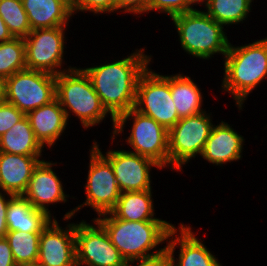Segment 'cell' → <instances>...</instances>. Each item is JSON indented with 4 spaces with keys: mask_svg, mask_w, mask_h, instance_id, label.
<instances>
[{
    "mask_svg": "<svg viewBox=\"0 0 267 266\" xmlns=\"http://www.w3.org/2000/svg\"><path fill=\"white\" fill-rule=\"evenodd\" d=\"M223 59L221 91L231 94L235 106L242 110L250 93L267 79V39L241 46L230 42Z\"/></svg>",
    "mask_w": 267,
    "mask_h": 266,
    "instance_id": "2",
    "label": "cell"
},
{
    "mask_svg": "<svg viewBox=\"0 0 267 266\" xmlns=\"http://www.w3.org/2000/svg\"><path fill=\"white\" fill-rule=\"evenodd\" d=\"M93 146L111 163L116 184L121 193L128 191L150 190L153 187L151 168L161 169L153 160L131 152V150L109 149L101 152L100 144L93 140Z\"/></svg>",
    "mask_w": 267,
    "mask_h": 266,
    "instance_id": "13",
    "label": "cell"
},
{
    "mask_svg": "<svg viewBox=\"0 0 267 266\" xmlns=\"http://www.w3.org/2000/svg\"><path fill=\"white\" fill-rule=\"evenodd\" d=\"M53 220L49 214L37 210L22 195H15L8 204V231L41 233Z\"/></svg>",
    "mask_w": 267,
    "mask_h": 266,
    "instance_id": "21",
    "label": "cell"
},
{
    "mask_svg": "<svg viewBox=\"0 0 267 266\" xmlns=\"http://www.w3.org/2000/svg\"><path fill=\"white\" fill-rule=\"evenodd\" d=\"M150 0H115V12L144 15L149 13Z\"/></svg>",
    "mask_w": 267,
    "mask_h": 266,
    "instance_id": "32",
    "label": "cell"
},
{
    "mask_svg": "<svg viewBox=\"0 0 267 266\" xmlns=\"http://www.w3.org/2000/svg\"><path fill=\"white\" fill-rule=\"evenodd\" d=\"M26 69L24 38L13 39L0 43V77L8 78L18 71Z\"/></svg>",
    "mask_w": 267,
    "mask_h": 266,
    "instance_id": "26",
    "label": "cell"
},
{
    "mask_svg": "<svg viewBox=\"0 0 267 266\" xmlns=\"http://www.w3.org/2000/svg\"><path fill=\"white\" fill-rule=\"evenodd\" d=\"M6 102L27 114L56 98V76L24 69L5 79Z\"/></svg>",
    "mask_w": 267,
    "mask_h": 266,
    "instance_id": "11",
    "label": "cell"
},
{
    "mask_svg": "<svg viewBox=\"0 0 267 266\" xmlns=\"http://www.w3.org/2000/svg\"><path fill=\"white\" fill-rule=\"evenodd\" d=\"M6 102V82L0 77V105Z\"/></svg>",
    "mask_w": 267,
    "mask_h": 266,
    "instance_id": "37",
    "label": "cell"
},
{
    "mask_svg": "<svg viewBox=\"0 0 267 266\" xmlns=\"http://www.w3.org/2000/svg\"><path fill=\"white\" fill-rule=\"evenodd\" d=\"M56 98L64 109L67 121L75 115L84 130L100 125L110 115L81 67L75 66L56 76Z\"/></svg>",
    "mask_w": 267,
    "mask_h": 266,
    "instance_id": "5",
    "label": "cell"
},
{
    "mask_svg": "<svg viewBox=\"0 0 267 266\" xmlns=\"http://www.w3.org/2000/svg\"><path fill=\"white\" fill-rule=\"evenodd\" d=\"M43 266H77L75 223L64 228L56 219L41 232L37 259Z\"/></svg>",
    "mask_w": 267,
    "mask_h": 266,
    "instance_id": "14",
    "label": "cell"
},
{
    "mask_svg": "<svg viewBox=\"0 0 267 266\" xmlns=\"http://www.w3.org/2000/svg\"><path fill=\"white\" fill-rule=\"evenodd\" d=\"M16 266H43V265L38 260H36L33 262L20 263V264H17Z\"/></svg>",
    "mask_w": 267,
    "mask_h": 266,
    "instance_id": "38",
    "label": "cell"
},
{
    "mask_svg": "<svg viewBox=\"0 0 267 266\" xmlns=\"http://www.w3.org/2000/svg\"><path fill=\"white\" fill-rule=\"evenodd\" d=\"M94 219L105 229L111 243L126 261L147 258L165 251L166 246H158L167 242L170 231L175 227L170 221L121 220L112 212Z\"/></svg>",
    "mask_w": 267,
    "mask_h": 266,
    "instance_id": "3",
    "label": "cell"
},
{
    "mask_svg": "<svg viewBox=\"0 0 267 266\" xmlns=\"http://www.w3.org/2000/svg\"><path fill=\"white\" fill-rule=\"evenodd\" d=\"M205 0H193V3L195 4V6L199 5L201 6V4L204 2Z\"/></svg>",
    "mask_w": 267,
    "mask_h": 266,
    "instance_id": "39",
    "label": "cell"
},
{
    "mask_svg": "<svg viewBox=\"0 0 267 266\" xmlns=\"http://www.w3.org/2000/svg\"><path fill=\"white\" fill-rule=\"evenodd\" d=\"M145 52V48H140L120 60L81 68L110 114L113 130L115 119L134 108L138 79L153 62L152 55Z\"/></svg>",
    "mask_w": 267,
    "mask_h": 266,
    "instance_id": "1",
    "label": "cell"
},
{
    "mask_svg": "<svg viewBox=\"0 0 267 266\" xmlns=\"http://www.w3.org/2000/svg\"><path fill=\"white\" fill-rule=\"evenodd\" d=\"M14 36L5 24L4 20L0 17V43L13 39Z\"/></svg>",
    "mask_w": 267,
    "mask_h": 266,
    "instance_id": "36",
    "label": "cell"
},
{
    "mask_svg": "<svg viewBox=\"0 0 267 266\" xmlns=\"http://www.w3.org/2000/svg\"><path fill=\"white\" fill-rule=\"evenodd\" d=\"M44 147L35 138L29 119L25 116L0 137V152L19 155H43Z\"/></svg>",
    "mask_w": 267,
    "mask_h": 266,
    "instance_id": "24",
    "label": "cell"
},
{
    "mask_svg": "<svg viewBox=\"0 0 267 266\" xmlns=\"http://www.w3.org/2000/svg\"><path fill=\"white\" fill-rule=\"evenodd\" d=\"M126 123L132 125L129 136L125 139V143L132 149L131 152L153 160L161 169H167L169 167L168 130L153 118L131 108L115 119L114 130L110 133L112 134L110 144L113 145L118 135L124 132Z\"/></svg>",
    "mask_w": 267,
    "mask_h": 266,
    "instance_id": "6",
    "label": "cell"
},
{
    "mask_svg": "<svg viewBox=\"0 0 267 266\" xmlns=\"http://www.w3.org/2000/svg\"><path fill=\"white\" fill-rule=\"evenodd\" d=\"M0 17L14 37L25 38L31 32L22 0H0Z\"/></svg>",
    "mask_w": 267,
    "mask_h": 266,
    "instance_id": "28",
    "label": "cell"
},
{
    "mask_svg": "<svg viewBox=\"0 0 267 266\" xmlns=\"http://www.w3.org/2000/svg\"><path fill=\"white\" fill-rule=\"evenodd\" d=\"M14 196L11 193L0 191V238L7 235V209L10 200Z\"/></svg>",
    "mask_w": 267,
    "mask_h": 266,
    "instance_id": "34",
    "label": "cell"
},
{
    "mask_svg": "<svg viewBox=\"0 0 267 266\" xmlns=\"http://www.w3.org/2000/svg\"><path fill=\"white\" fill-rule=\"evenodd\" d=\"M134 109L169 131L181 119L171 97V75L156 73L148 66L137 82Z\"/></svg>",
    "mask_w": 267,
    "mask_h": 266,
    "instance_id": "9",
    "label": "cell"
},
{
    "mask_svg": "<svg viewBox=\"0 0 267 266\" xmlns=\"http://www.w3.org/2000/svg\"><path fill=\"white\" fill-rule=\"evenodd\" d=\"M92 219V223L86 220L75 223L77 266H125L126 260L105 229Z\"/></svg>",
    "mask_w": 267,
    "mask_h": 266,
    "instance_id": "12",
    "label": "cell"
},
{
    "mask_svg": "<svg viewBox=\"0 0 267 266\" xmlns=\"http://www.w3.org/2000/svg\"><path fill=\"white\" fill-rule=\"evenodd\" d=\"M228 122L214 125L200 157L213 166L241 160L245 139Z\"/></svg>",
    "mask_w": 267,
    "mask_h": 266,
    "instance_id": "17",
    "label": "cell"
},
{
    "mask_svg": "<svg viewBox=\"0 0 267 266\" xmlns=\"http://www.w3.org/2000/svg\"><path fill=\"white\" fill-rule=\"evenodd\" d=\"M29 119L35 138L46 148H52L69 125L64 109L57 98L50 103L29 111Z\"/></svg>",
    "mask_w": 267,
    "mask_h": 266,
    "instance_id": "19",
    "label": "cell"
},
{
    "mask_svg": "<svg viewBox=\"0 0 267 266\" xmlns=\"http://www.w3.org/2000/svg\"><path fill=\"white\" fill-rule=\"evenodd\" d=\"M31 31L69 26L73 12L71 0H22Z\"/></svg>",
    "mask_w": 267,
    "mask_h": 266,
    "instance_id": "20",
    "label": "cell"
},
{
    "mask_svg": "<svg viewBox=\"0 0 267 266\" xmlns=\"http://www.w3.org/2000/svg\"><path fill=\"white\" fill-rule=\"evenodd\" d=\"M41 233L8 231L6 239L16 264L33 262L38 259Z\"/></svg>",
    "mask_w": 267,
    "mask_h": 266,
    "instance_id": "27",
    "label": "cell"
},
{
    "mask_svg": "<svg viewBox=\"0 0 267 266\" xmlns=\"http://www.w3.org/2000/svg\"><path fill=\"white\" fill-rule=\"evenodd\" d=\"M252 2L254 0H205L201 6L205 5L204 11L215 21L229 27L248 19Z\"/></svg>",
    "mask_w": 267,
    "mask_h": 266,
    "instance_id": "25",
    "label": "cell"
},
{
    "mask_svg": "<svg viewBox=\"0 0 267 266\" xmlns=\"http://www.w3.org/2000/svg\"><path fill=\"white\" fill-rule=\"evenodd\" d=\"M202 113L181 118L168 131L169 169L183 171V166L201 156L210 136L213 124L212 113Z\"/></svg>",
    "mask_w": 267,
    "mask_h": 266,
    "instance_id": "8",
    "label": "cell"
},
{
    "mask_svg": "<svg viewBox=\"0 0 267 266\" xmlns=\"http://www.w3.org/2000/svg\"><path fill=\"white\" fill-rule=\"evenodd\" d=\"M125 266H172V262L169 253L165 250L157 255L147 258L126 261Z\"/></svg>",
    "mask_w": 267,
    "mask_h": 266,
    "instance_id": "33",
    "label": "cell"
},
{
    "mask_svg": "<svg viewBox=\"0 0 267 266\" xmlns=\"http://www.w3.org/2000/svg\"><path fill=\"white\" fill-rule=\"evenodd\" d=\"M171 97L180 118L196 115L203 109V94L191 77L182 73L171 75Z\"/></svg>",
    "mask_w": 267,
    "mask_h": 266,
    "instance_id": "23",
    "label": "cell"
},
{
    "mask_svg": "<svg viewBox=\"0 0 267 266\" xmlns=\"http://www.w3.org/2000/svg\"><path fill=\"white\" fill-rule=\"evenodd\" d=\"M12 250L5 237L0 238V266H16Z\"/></svg>",
    "mask_w": 267,
    "mask_h": 266,
    "instance_id": "35",
    "label": "cell"
},
{
    "mask_svg": "<svg viewBox=\"0 0 267 266\" xmlns=\"http://www.w3.org/2000/svg\"><path fill=\"white\" fill-rule=\"evenodd\" d=\"M193 5L195 6L193 0H150L149 13H165L171 19L173 16L197 9Z\"/></svg>",
    "mask_w": 267,
    "mask_h": 266,
    "instance_id": "29",
    "label": "cell"
},
{
    "mask_svg": "<svg viewBox=\"0 0 267 266\" xmlns=\"http://www.w3.org/2000/svg\"><path fill=\"white\" fill-rule=\"evenodd\" d=\"M152 193V189L123 192L111 212L126 221H166L156 217Z\"/></svg>",
    "mask_w": 267,
    "mask_h": 266,
    "instance_id": "22",
    "label": "cell"
},
{
    "mask_svg": "<svg viewBox=\"0 0 267 266\" xmlns=\"http://www.w3.org/2000/svg\"><path fill=\"white\" fill-rule=\"evenodd\" d=\"M89 149V170L84 191L86 198L83 204L65 213L63 220L69 222L84 207H90L96 214L102 215L111 212L121 195L116 184L111 163L92 145Z\"/></svg>",
    "mask_w": 267,
    "mask_h": 266,
    "instance_id": "7",
    "label": "cell"
},
{
    "mask_svg": "<svg viewBox=\"0 0 267 266\" xmlns=\"http://www.w3.org/2000/svg\"><path fill=\"white\" fill-rule=\"evenodd\" d=\"M57 162L42 160L34 169L23 197L26 198L35 209L41 210L56 219L48 209L49 206L58 203L65 204L70 197L64 191L63 182L53 169ZM54 170V171H53Z\"/></svg>",
    "mask_w": 267,
    "mask_h": 266,
    "instance_id": "16",
    "label": "cell"
},
{
    "mask_svg": "<svg viewBox=\"0 0 267 266\" xmlns=\"http://www.w3.org/2000/svg\"><path fill=\"white\" fill-rule=\"evenodd\" d=\"M26 114L14 105L5 102L0 105V137L11 127L22 120Z\"/></svg>",
    "mask_w": 267,
    "mask_h": 266,
    "instance_id": "31",
    "label": "cell"
},
{
    "mask_svg": "<svg viewBox=\"0 0 267 266\" xmlns=\"http://www.w3.org/2000/svg\"><path fill=\"white\" fill-rule=\"evenodd\" d=\"M174 24L181 48L195 58L209 60L213 55H226L230 41L224 26L204 10L194 9L173 16Z\"/></svg>",
    "mask_w": 267,
    "mask_h": 266,
    "instance_id": "4",
    "label": "cell"
},
{
    "mask_svg": "<svg viewBox=\"0 0 267 266\" xmlns=\"http://www.w3.org/2000/svg\"><path fill=\"white\" fill-rule=\"evenodd\" d=\"M66 27L32 30L25 38L26 69L36 70L57 76L74 67L65 63ZM63 68V69H62Z\"/></svg>",
    "mask_w": 267,
    "mask_h": 266,
    "instance_id": "10",
    "label": "cell"
},
{
    "mask_svg": "<svg viewBox=\"0 0 267 266\" xmlns=\"http://www.w3.org/2000/svg\"><path fill=\"white\" fill-rule=\"evenodd\" d=\"M42 155H19L0 152V191L23 195Z\"/></svg>",
    "mask_w": 267,
    "mask_h": 266,
    "instance_id": "18",
    "label": "cell"
},
{
    "mask_svg": "<svg viewBox=\"0 0 267 266\" xmlns=\"http://www.w3.org/2000/svg\"><path fill=\"white\" fill-rule=\"evenodd\" d=\"M73 15L80 12L95 14L115 13V0H71Z\"/></svg>",
    "mask_w": 267,
    "mask_h": 266,
    "instance_id": "30",
    "label": "cell"
},
{
    "mask_svg": "<svg viewBox=\"0 0 267 266\" xmlns=\"http://www.w3.org/2000/svg\"><path fill=\"white\" fill-rule=\"evenodd\" d=\"M195 235L197 234L192 231V226L183 223L170 231L165 246L172 266H223L203 243L204 240H199ZM176 248H179L178 255ZM175 255L178 257L175 258Z\"/></svg>",
    "mask_w": 267,
    "mask_h": 266,
    "instance_id": "15",
    "label": "cell"
}]
</instances>
